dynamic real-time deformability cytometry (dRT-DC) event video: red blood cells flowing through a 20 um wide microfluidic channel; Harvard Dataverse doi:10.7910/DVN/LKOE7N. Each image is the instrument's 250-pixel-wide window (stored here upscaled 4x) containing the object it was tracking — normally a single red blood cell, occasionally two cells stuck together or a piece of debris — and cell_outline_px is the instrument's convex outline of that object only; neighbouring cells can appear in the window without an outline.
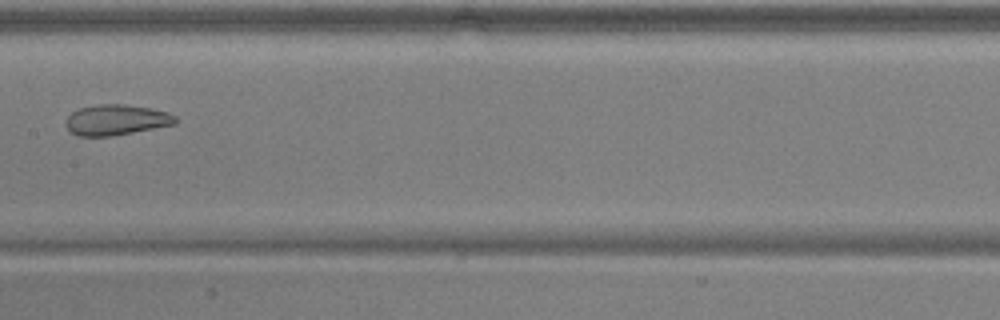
{"species": "common noctule bat (a hibernating species)", "species_latin": "Nyctalus noctula", "temperature_condition": "warm", "stored_images_in_passage": 8, "camera_frame_rate_fps": 3000, "um_per_image_px": 0.085, "animal": {"sex": "male", "body_mass_g": 17.9, "forearm_length_mm": 54.2}, "frame": {"image": 1, "passage_image": 8, "time_ms": 2.333, "image_size_px": [1000, 320], "cell_outline_px": [[180, 120], [176, 124], [132, 132], [108, 136], [76, 136], [64, 124], [68, 116], [72, 112], [80, 108], [96, 104], [124, 104], [148, 108], [168, 112], [176, 116]], "centroid_in_image_um": [9.89, 10.18], "position_along_channel_um": 197.5, "area_um2": 19.48}}